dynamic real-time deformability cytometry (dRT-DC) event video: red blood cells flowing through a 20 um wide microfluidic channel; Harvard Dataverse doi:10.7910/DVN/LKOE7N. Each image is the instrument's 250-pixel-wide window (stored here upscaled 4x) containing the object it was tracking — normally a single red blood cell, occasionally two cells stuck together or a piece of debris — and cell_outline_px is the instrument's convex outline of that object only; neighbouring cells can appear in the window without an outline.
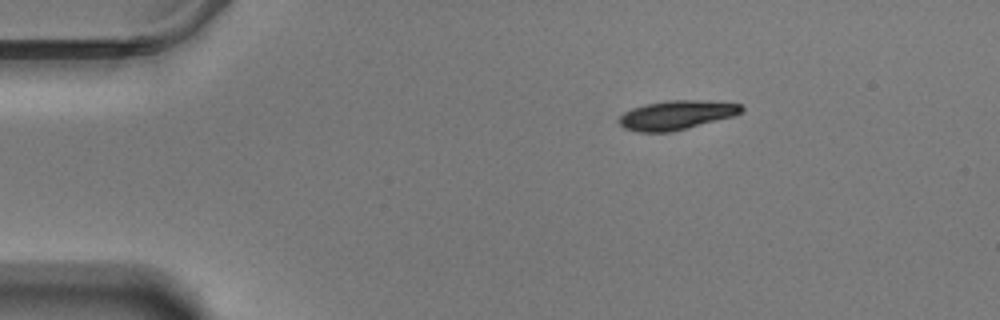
{"species": "Egyptian fruit bat (a non-hibernating species)", "species_latin": "Rousettus aegyptiacus", "temperature_condition": "warm", "stored_images_in_passage": 49, "camera_frame_rate_fps": 3000, "um_per_image_px": 0.085, "animal": {"sex": "male"}, "frame": {"image": 1, "passage_image": 1, "time_ms": 0.0, "image_size_px": [1000, 320], "cell_outline_px": [[744, 108], [736, 116], [668, 132], [636, 132], [624, 128], [616, 120], [624, 112], [632, 108], [648, 104], [668, 100], [700, 100], [740, 104]], "centroid_in_image_um": [57.47, 9.78], "position_along_channel_um": 27.5, "area_um2": 20.63}}
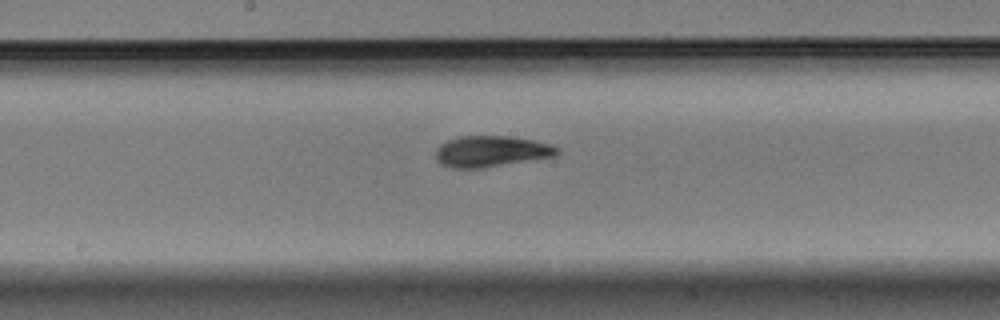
{"frame": {"image": 2, "passage_image": 22, "time_ms": 7.0, "image_size_px": [1000, 320], "cell_outline_px": [[560, 152], [556, 156], [480, 168], [452, 168], [440, 164], [436, 160], [436, 148], [440, 144], [448, 140], [460, 136], [504, 136], [532, 140], [548, 144], [560, 148]], "centroid_in_image_um": [41.72, 12.87], "position_along_channel_um": 206.5, "area_um2": 21.85}}
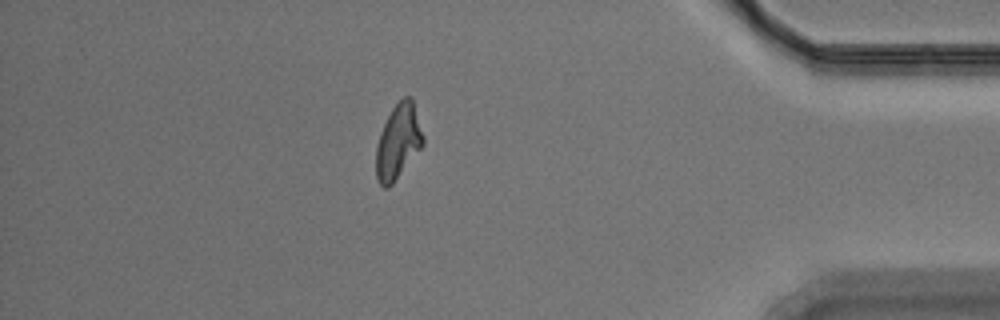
{"frame": {"image": 3, "passage_image": 42, "time_ms": 13.667, "image_size_px": [1000, 320], "cell_outline_px": [[424, 144], [392, 184], [388, 188], [384, 188], [376, 180], [376, 148], [380, 132], [392, 108], [404, 96], [412, 96], [424, 136]], "centroid_in_image_um": [33.85, 12.03], "position_along_channel_um": 401.4, "area_um2": 20.46}, "authors_computed_cell_mechanics": {"area_um2": 21.0392, "velocity_mm_per_s": 3.4818, "shape_relaxation_time_tau1_ms": 3.0311, "shape_relaxation_time_tau2_ms": 1.6508, "deformation_change_tau1": 0.1599, "deformation_change_tau2": 0.0746}}